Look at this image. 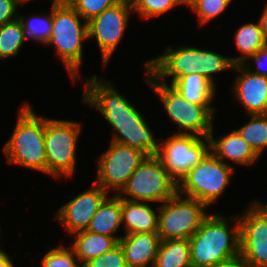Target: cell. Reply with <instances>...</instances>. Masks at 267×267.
<instances>
[{"label":"cell","mask_w":267,"mask_h":267,"mask_svg":"<svg viewBox=\"0 0 267 267\" xmlns=\"http://www.w3.org/2000/svg\"><path fill=\"white\" fill-rule=\"evenodd\" d=\"M239 75L233 87L234 99L245 107L248 115L267 114V77L249 71L244 65H234Z\"/></svg>","instance_id":"obj_15"},{"label":"cell","mask_w":267,"mask_h":267,"mask_svg":"<svg viewBox=\"0 0 267 267\" xmlns=\"http://www.w3.org/2000/svg\"><path fill=\"white\" fill-rule=\"evenodd\" d=\"M44 139L45 117L37 116L32 106L25 103L18 111L16 126L3 147L7 163L47 174Z\"/></svg>","instance_id":"obj_3"},{"label":"cell","mask_w":267,"mask_h":267,"mask_svg":"<svg viewBox=\"0 0 267 267\" xmlns=\"http://www.w3.org/2000/svg\"><path fill=\"white\" fill-rule=\"evenodd\" d=\"M249 117L250 121L236 131L260 157L267 148V114L249 115Z\"/></svg>","instance_id":"obj_26"},{"label":"cell","mask_w":267,"mask_h":267,"mask_svg":"<svg viewBox=\"0 0 267 267\" xmlns=\"http://www.w3.org/2000/svg\"><path fill=\"white\" fill-rule=\"evenodd\" d=\"M84 20L90 21L123 0H65Z\"/></svg>","instance_id":"obj_31"},{"label":"cell","mask_w":267,"mask_h":267,"mask_svg":"<svg viewBox=\"0 0 267 267\" xmlns=\"http://www.w3.org/2000/svg\"><path fill=\"white\" fill-rule=\"evenodd\" d=\"M100 155L97 166V180L94 184L108 192L112 189L118 194L126 185L129 177L148 157L144 152L117 142Z\"/></svg>","instance_id":"obj_11"},{"label":"cell","mask_w":267,"mask_h":267,"mask_svg":"<svg viewBox=\"0 0 267 267\" xmlns=\"http://www.w3.org/2000/svg\"><path fill=\"white\" fill-rule=\"evenodd\" d=\"M81 132L78 122L45 118L47 174L54 178L75 173L77 141Z\"/></svg>","instance_id":"obj_7"},{"label":"cell","mask_w":267,"mask_h":267,"mask_svg":"<svg viewBox=\"0 0 267 267\" xmlns=\"http://www.w3.org/2000/svg\"><path fill=\"white\" fill-rule=\"evenodd\" d=\"M17 8L14 0H0V25L18 19Z\"/></svg>","instance_id":"obj_35"},{"label":"cell","mask_w":267,"mask_h":267,"mask_svg":"<svg viewBox=\"0 0 267 267\" xmlns=\"http://www.w3.org/2000/svg\"><path fill=\"white\" fill-rule=\"evenodd\" d=\"M42 267H82L74 250L60 245L49 250L42 257ZM80 264V265H79Z\"/></svg>","instance_id":"obj_32"},{"label":"cell","mask_w":267,"mask_h":267,"mask_svg":"<svg viewBox=\"0 0 267 267\" xmlns=\"http://www.w3.org/2000/svg\"><path fill=\"white\" fill-rule=\"evenodd\" d=\"M186 101L197 105H211L216 87L204 76L187 74L171 84Z\"/></svg>","instance_id":"obj_22"},{"label":"cell","mask_w":267,"mask_h":267,"mask_svg":"<svg viewBox=\"0 0 267 267\" xmlns=\"http://www.w3.org/2000/svg\"><path fill=\"white\" fill-rule=\"evenodd\" d=\"M0 267H14L10 256L4 250L0 251Z\"/></svg>","instance_id":"obj_38"},{"label":"cell","mask_w":267,"mask_h":267,"mask_svg":"<svg viewBox=\"0 0 267 267\" xmlns=\"http://www.w3.org/2000/svg\"><path fill=\"white\" fill-rule=\"evenodd\" d=\"M25 40L27 38L19 18L0 25V60L16 56Z\"/></svg>","instance_id":"obj_27"},{"label":"cell","mask_w":267,"mask_h":267,"mask_svg":"<svg viewBox=\"0 0 267 267\" xmlns=\"http://www.w3.org/2000/svg\"><path fill=\"white\" fill-rule=\"evenodd\" d=\"M72 235H75L76 240L70 247L74 250L82 266L89 260L100 257L118 244L114 237L87 230Z\"/></svg>","instance_id":"obj_21"},{"label":"cell","mask_w":267,"mask_h":267,"mask_svg":"<svg viewBox=\"0 0 267 267\" xmlns=\"http://www.w3.org/2000/svg\"><path fill=\"white\" fill-rule=\"evenodd\" d=\"M253 203L263 214H265L267 216V203L266 204H262L258 200L253 202Z\"/></svg>","instance_id":"obj_39"},{"label":"cell","mask_w":267,"mask_h":267,"mask_svg":"<svg viewBox=\"0 0 267 267\" xmlns=\"http://www.w3.org/2000/svg\"><path fill=\"white\" fill-rule=\"evenodd\" d=\"M50 14L32 15L25 19V16L19 15L18 18L22 23L27 39L41 42L44 45L50 39L52 30V5Z\"/></svg>","instance_id":"obj_28"},{"label":"cell","mask_w":267,"mask_h":267,"mask_svg":"<svg viewBox=\"0 0 267 267\" xmlns=\"http://www.w3.org/2000/svg\"><path fill=\"white\" fill-rule=\"evenodd\" d=\"M147 84L158 95L170 119L184 131L177 134H194L209 137L213 127L214 109L212 105H197L186 101L183 96L168 83L160 82L148 69H145Z\"/></svg>","instance_id":"obj_5"},{"label":"cell","mask_w":267,"mask_h":267,"mask_svg":"<svg viewBox=\"0 0 267 267\" xmlns=\"http://www.w3.org/2000/svg\"><path fill=\"white\" fill-rule=\"evenodd\" d=\"M211 267H252V266L241 254H238L237 256L218 262Z\"/></svg>","instance_id":"obj_36"},{"label":"cell","mask_w":267,"mask_h":267,"mask_svg":"<svg viewBox=\"0 0 267 267\" xmlns=\"http://www.w3.org/2000/svg\"><path fill=\"white\" fill-rule=\"evenodd\" d=\"M230 3L229 0H189L186 5L197 14L200 24L205 25L220 15Z\"/></svg>","instance_id":"obj_30"},{"label":"cell","mask_w":267,"mask_h":267,"mask_svg":"<svg viewBox=\"0 0 267 267\" xmlns=\"http://www.w3.org/2000/svg\"><path fill=\"white\" fill-rule=\"evenodd\" d=\"M176 192L177 183L169 176L162 161L155 155L148 156L137 167L117 195L129 201L164 203Z\"/></svg>","instance_id":"obj_9"},{"label":"cell","mask_w":267,"mask_h":267,"mask_svg":"<svg viewBox=\"0 0 267 267\" xmlns=\"http://www.w3.org/2000/svg\"><path fill=\"white\" fill-rule=\"evenodd\" d=\"M238 218L240 254L252 267H267V216L252 202Z\"/></svg>","instance_id":"obj_13"},{"label":"cell","mask_w":267,"mask_h":267,"mask_svg":"<svg viewBox=\"0 0 267 267\" xmlns=\"http://www.w3.org/2000/svg\"><path fill=\"white\" fill-rule=\"evenodd\" d=\"M234 38L237 50L243 53L238 57H230L234 65L243 64L260 48L267 45L259 22L243 24L236 30Z\"/></svg>","instance_id":"obj_23"},{"label":"cell","mask_w":267,"mask_h":267,"mask_svg":"<svg viewBox=\"0 0 267 267\" xmlns=\"http://www.w3.org/2000/svg\"><path fill=\"white\" fill-rule=\"evenodd\" d=\"M83 101L95 107L113 128L112 142L136 148L148 156H155L159 151L157 142L145 118L114 89L112 82L97 75L85 79Z\"/></svg>","instance_id":"obj_1"},{"label":"cell","mask_w":267,"mask_h":267,"mask_svg":"<svg viewBox=\"0 0 267 267\" xmlns=\"http://www.w3.org/2000/svg\"><path fill=\"white\" fill-rule=\"evenodd\" d=\"M207 145H206V143ZM210 152V138L194 134H173L159 144L156 156L178 184Z\"/></svg>","instance_id":"obj_10"},{"label":"cell","mask_w":267,"mask_h":267,"mask_svg":"<svg viewBox=\"0 0 267 267\" xmlns=\"http://www.w3.org/2000/svg\"><path fill=\"white\" fill-rule=\"evenodd\" d=\"M131 12L133 13L131 1L123 0L88 21L89 39L97 40L104 66L124 36Z\"/></svg>","instance_id":"obj_12"},{"label":"cell","mask_w":267,"mask_h":267,"mask_svg":"<svg viewBox=\"0 0 267 267\" xmlns=\"http://www.w3.org/2000/svg\"><path fill=\"white\" fill-rule=\"evenodd\" d=\"M160 242L159 234L152 232L124 235L118 241L128 267H153Z\"/></svg>","instance_id":"obj_17"},{"label":"cell","mask_w":267,"mask_h":267,"mask_svg":"<svg viewBox=\"0 0 267 267\" xmlns=\"http://www.w3.org/2000/svg\"><path fill=\"white\" fill-rule=\"evenodd\" d=\"M233 171V166L219 160L210 151L177 184V192L210 207L229 185Z\"/></svg>","instance_id":"obj_6"},{"label":"cell","mask_w":267,"mask_h":267,"mask_svg":"<svg viewBox=\"0 0 267 267\" xmlns=\"http://www.w3.org/2000/svg\"><path fill=\"white\" fill-rule=\"evenodd\" d=\"M107 197L99 206L98 211L90 220L87 231L114 237L117 241L121 237L114 234L122 224L121 198L114 194Z\"/></svg>","instance_id":"obj_20"},{"label":"cell","mask_w":267,"mask_h":267,"mask_svg":"<svg viewBox=\"0 0 267 267\" xmlns=\"http://www.w3.org/2000/svg\"><path fill=\"white\" fill-rule=\"evenodd\" d=\"M94 185L65 203L56 213L55 219L64 224L70 235L87 230L99 206L109 196L101 186Z\"/></svg>","instance_id":"obj_14"},{"label":"cell","mask_w":267,"mask_h":267,"mask_svg":"<svg viewBox=\"0 0 267 267\" xmlns=\"http://www.w3.org/2000/svg\"><path fill=\"white\" fill-rule=\"evenodd\" d=\"M225 218L218 213H209L199 229L189 238L192 267H211L240 254L238 215L231 227Z\"/></svg>","instance_id":"obj_2"},{"label":"cell","mask_w":267,"mask_h":267,"mask_svg":"<svg viewBox=\"0 0 267 267\" xmlns=\"http://www.w3.org/2000/svg\"><path fill=\"white\" fill-rule=\"evenodd\" d=\"M213 127L210 138V151L224 163L230 160L236 164L250 166L259 159L251 146L238 134L236 130L224 134L215 139L213 135ZM258 158V159H257Z\"/></svg>","instance_id":"obj_18"},{"label":"cell","mask_w":267,"mask_h":267,"mask_svg":"<svg viewBox=\"0 0 267 267\" xmlns=\"http://www.w3.org/2000/svg\"><path fill=\"white\" fill-rule=\"evenodd\" d=\"M258 22H259L260 27L262 29L264 38L267 41V4L265 5V7L263 9V12H262Z\"/></svg>","instance_id":"obj_37"},{"label":"cell","mask_w":267,"mask_h":267,"mask_svg":"<svg viewBox=\"0 0 267 267\" xmlns=\"http://www.w3.org/2000/svg\"><path fill=\"white\" fill-rule=\"evenodd\" d=\"M266 59H267V45L260 48L253 56H250L242 65H244V67H246L249 71L255 74L267 77V68H263V65L265 64V62H267ZM250 60L255 63L254 65H256L254 70L253 68L251 69V66H249L251 64L249 62Z\"/></svg>","instance_id":"obj_34"},{"label":"cell","mask_w":267,"mask_h":267,"mask_svg":"<svg viewBox=\"0 0 267 267\" xmlns=\"http://www.w3.org/2000/svg\"><path fill=\"white\" fill-rule=\"evenodd\" d=\"M18 6L21 4H24L25 2H28L29 0H14ZM20 4V5H19Z\"/></svg>","instance_id":"obj_40"},{"label":"cell","mask_w":267,"mask_h":267,"mask_svg":"<svg viewBox=\"0 0 267 267\" xmlns=\"http://www.w3.org/2000/svg\"><path fill=\"white\" fill-rule=\"evenodd\" d=\"M192 62L195 73L204 76L215 87L214 73L233 70L234 64L230 57L218 54L217 52L192 47Z\"/></svg>","instance_id":"obj_25"},{"label":"cell","mask_w":267,"mask_h":267,"mask_svg":"<svg viewBox=\"0 0 267 267\" xmlns=\"http://www.w3.org/2000/svg\"><path fill=\"white\" fill-rule=\"evenodd\" d=\"M132 9L136 11L141 18L150 19L166 14L169 10L178 5H186L184 0H130Z\"/></svg>","instance_id":"obj_29"},{"label":"cell","mask_w":267,"mask_h":267,"mask_svg":"<svg viewBox=\"0 0 267 267\" xmlns=\"http://www.w3.org/2000/svg\"><path fill=\"white\" fill-rule=\"evenodd\" d=\"M65 0H53L52 30L46 45H54L57 55L62 60L75 82L82 63L84 40L89 39L88 22L84 20Z\"/></svg>","instance_id":"obj_4"},{"label":"cell","mask_w":267,"mask_h":267,"mask_svg":"<svg viewBox=\"0 0 267 267\" xmlns=\"http://www.w3.org/2000/svg\"><path fill=\"white\" fill-rule=\"evenodd\" d=\"M144 68L148 69L162 83H166V77H172L171 85L180 77L195 73L192 62V47H179L173 50L168 46L164 54L148 60Z\"/></svg>","instance_id":"obj_16"},{"label":"cell","mask_w":267,"mask_h":267,"mask_svg":"<svg viewBox=\"0 0 267 267\" xmlns=\"http://www.w3.org/2000/svg\"><path fill=\"white\" fill-rule=\"evenodd\" d=\"M129 201L121 198L122 223L125 235L152 232L157 233L158 215L148 202Z\"/></svg>","instance_id":"obj_19"},{"label":"cell","mask_w":267,"mask_h":267,"mask_svg":"<svg viewBox=\"0 0 267 267\" xmlns=\"http://www.w3.org/2000/svg\"><path fill=\"white\" fill-rule=\"evenodd\" d=\"M153 267H192L189 240H161Z\"/></svg>","instance_id":"obj_24"},{"label":"cell","mask_w":267,"mask_h":267,"mask_svg":"<svg viewBox=\"0 0 267 267\" xmlns=\"http://www.w3.org/2000/svg\"><path fill=\"white\" fill-rule=\"evenodd\" d=\"M200 201L176 192L158 208L157 233L161 240H189L209 215Z\"/></svg>","instance_id":"obj_8"},{"label":"cell","mask_w":267,"mask_h":267,"mask_svg":"<svg viewBox=\"0 0 267 267\" xmlns=\"http://www.w3.org/2000/svg\"><path fill=\"white\" fill-rule=\"evenodd\" d=\"M82 267H128L125 261L124 252L118 243L108 252L100 257L86 262Z\"/></svg>","instance_id":"obj_33"}]
</instances>
